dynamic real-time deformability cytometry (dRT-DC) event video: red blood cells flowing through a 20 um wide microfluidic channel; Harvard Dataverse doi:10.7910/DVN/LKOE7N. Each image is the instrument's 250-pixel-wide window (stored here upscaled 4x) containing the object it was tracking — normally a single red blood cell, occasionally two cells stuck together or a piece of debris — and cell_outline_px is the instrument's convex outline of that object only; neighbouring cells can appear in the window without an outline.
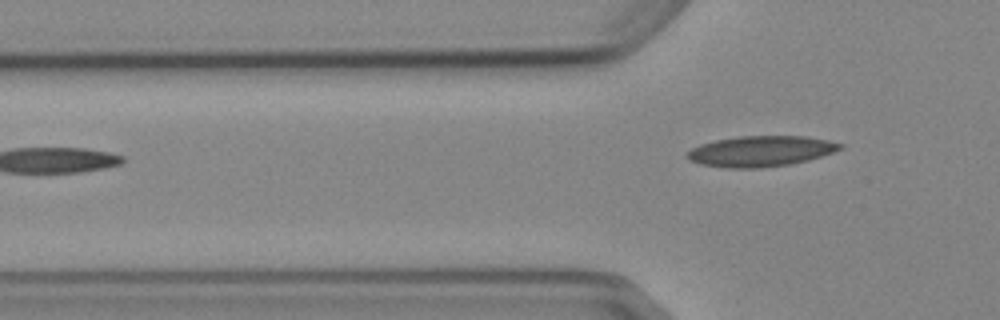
{"species": "Egyptian fruit bat (a non-hibernating species)", "species_latin": "Rousettus aegyptiacus", "temperature_condition": "cold", "stored_images_in_passage": 5, "camera_frame_rate_fps": 3000, "um_per_image_px": 0.085, "animal": {"sex": "female"}, "frame": {"image": 1, "passage_image": 5, "time_ms": 4.667, "image_size_px": [1000, 320], "cell_outline_px": [[844, 148], [808, 160], [788, 164], [760, 168], [728, 168], [700, 164], [688, 160], [684, 156], [684, 152], [700, 144], [716, 140], [740, 136], [804, 136], [828, 140], [844, 144]], "centroid_in_image_um": [64.61, 12.85], "position_along_channel_um": 61.2, "area_um2": 27.4}}